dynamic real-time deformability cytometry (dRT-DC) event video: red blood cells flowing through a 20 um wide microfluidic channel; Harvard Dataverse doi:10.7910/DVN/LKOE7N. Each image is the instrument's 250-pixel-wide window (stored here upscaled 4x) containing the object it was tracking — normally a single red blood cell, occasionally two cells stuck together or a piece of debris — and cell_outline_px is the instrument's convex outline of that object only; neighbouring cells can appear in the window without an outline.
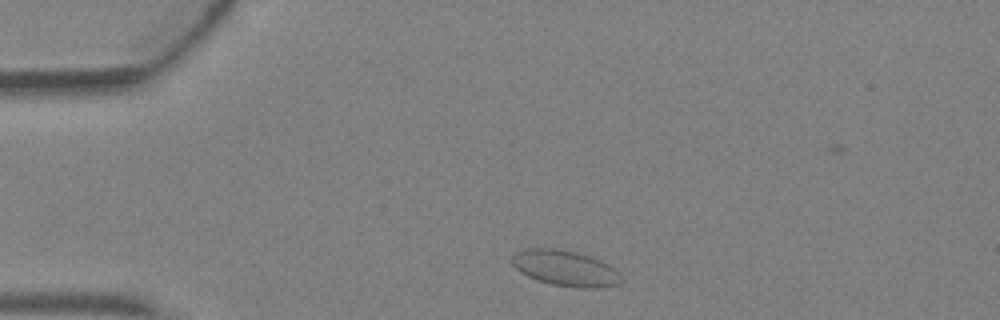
{"species": "Egyptian fruit bat (a non-hibernating species)", "species_latin": "Rousettus aegyptiacus", "temperature_condition": "warm", "stored_images_in_passage": 2, "camera_frame_rate_fps": 3000, "um_per_image_px": 0.085, "animal": {"sex": "female"}, "frame": {"image": 1, "passage_image": 1, "time_ms": 0.0, "image_size_px": [1000, 320], "cell_outline_px": [[624, 280], [620, 284], [604, 288], [576, 288], [552, 284], [536, 280], [520, 272], [512, 264], [512, 256], [516, 252], [524, 248], [556, 248], [576, 252], [600, 260], [608, 264], [620, 272]], "centroid_in_image_um": [48.09, 22.81], "position_along_channel_um": 36.9, "area_um2": 23.06}}